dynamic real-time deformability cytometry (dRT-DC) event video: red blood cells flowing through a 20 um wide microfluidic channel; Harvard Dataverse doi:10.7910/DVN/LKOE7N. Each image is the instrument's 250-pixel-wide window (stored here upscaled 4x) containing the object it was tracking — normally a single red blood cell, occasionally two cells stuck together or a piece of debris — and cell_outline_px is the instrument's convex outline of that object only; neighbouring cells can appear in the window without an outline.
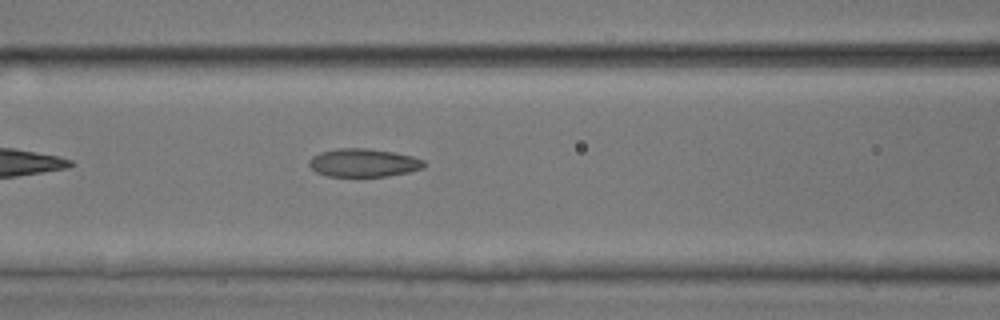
{"species": "common noctule bat (a hibernating species)", "species_latin": "Nyctalus noctula", "temperature_condition": "room temperature", "stored_images_in_passage": 27, "camera_frame_rate_fps": 3000, "um_per_image_px": 0.085, "animal": {"sex": "male", "body_mass_g": 17.9, "forearm_length_mm": 54.2}, "frame": {"image": 1, "passage_image": 7, "time_ms": 2.0, "image_size_px": [1000, 320], "cell_outline_px": [[428, 164], [424, 168], [408, 172], [388, 176], [328, 176], [316, 172], [308, 164], [308, 160], [312, 156], [320, 152], [336, 148], [368, 148], [396, 152], [412, 156], [424, 160]], "centroid_in_image_um": [30.92, 13.82], "position_along_channel_um": 135.7, "area_um2": 19.13}}
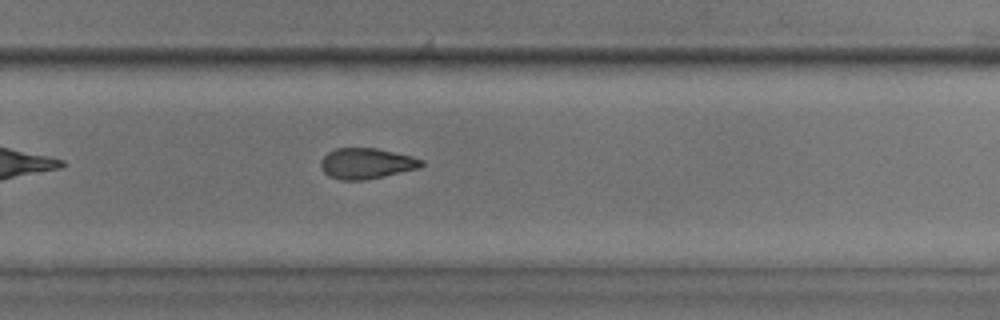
{"frame": {"image": 2, "passage_image": 19, "time_ms": 6.0, "image_size_px": [1000, 320], "cell_outline_px": [[424, 164], [420, 168], [384, 176], [364, 180], [340, 180], [328, 176], [324, 172], [320, 164], [320, 160], [328, 152], [336, 148], [376, 148], [412, 156], [424, 160]], "centroid_in_image_um": [31.15, 13.89], "position_along_channel_um": 298.7, "area_um2": 18.09}}
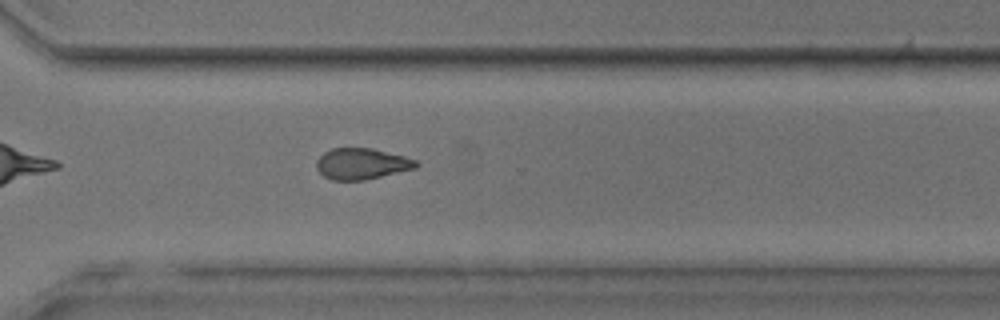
{"frame": {"image": 3, "passage_image": 22, "time_ms": 7.0, "image_size_px": [1000, 320], "cell_outline_px": [[420, 164], [416, 168], [364, 180], [332, 180], [324, 176], [316, 168], [316, 160], [324, 152], [332, 148], [372, 148], [404, 156], [416, 160]], "centroid_in_image_um": [30.74, 13.92], "position_along_channel_um": 339.9, "area_um2": 18.03}}